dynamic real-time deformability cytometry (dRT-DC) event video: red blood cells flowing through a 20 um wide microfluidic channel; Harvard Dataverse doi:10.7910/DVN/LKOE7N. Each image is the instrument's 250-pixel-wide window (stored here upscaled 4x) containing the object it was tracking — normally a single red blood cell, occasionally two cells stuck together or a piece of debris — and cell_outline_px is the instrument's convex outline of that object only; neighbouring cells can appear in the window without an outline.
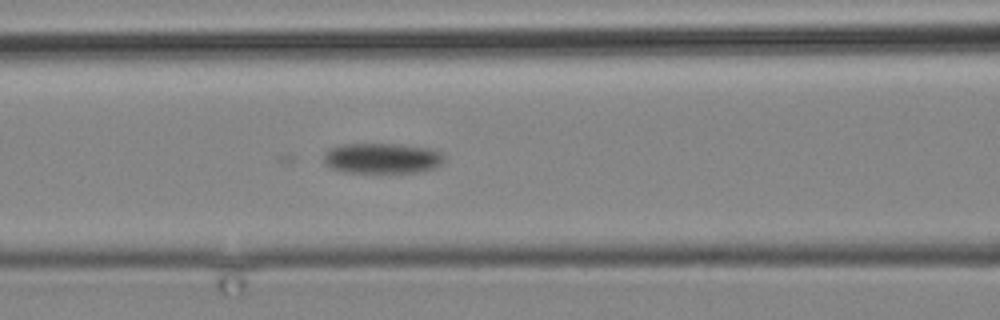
{"species": "common noctule bat (a hibernating species)", "species_latin": "Nyctalus noctula", "temperature_condition": "cold", "stored_images_in_passage": 6, "camera_frame_rate_fps": 3000, "um_per_image_px": 0.085, "animal": {"sex": "male", "body_mass_g": 19.2, "forearm_length_mm": 51.8}, "frame": {"image": 1, "passage_image": 6, "time_ms": 6.0, "image_size_px": [1000, 320], "cell_outline_px": [[444, 160], [436, 168], [416, 172], [344, 172], [332, 168], [324, 164], [324, 152], [340, 144], [396, 144], [432, 148], [440, 152], [444, 156]], "centroid_in_image_um": [32.48, 13.45], "position_along_channel_um": 134.1, "area_um2": 21.39}}